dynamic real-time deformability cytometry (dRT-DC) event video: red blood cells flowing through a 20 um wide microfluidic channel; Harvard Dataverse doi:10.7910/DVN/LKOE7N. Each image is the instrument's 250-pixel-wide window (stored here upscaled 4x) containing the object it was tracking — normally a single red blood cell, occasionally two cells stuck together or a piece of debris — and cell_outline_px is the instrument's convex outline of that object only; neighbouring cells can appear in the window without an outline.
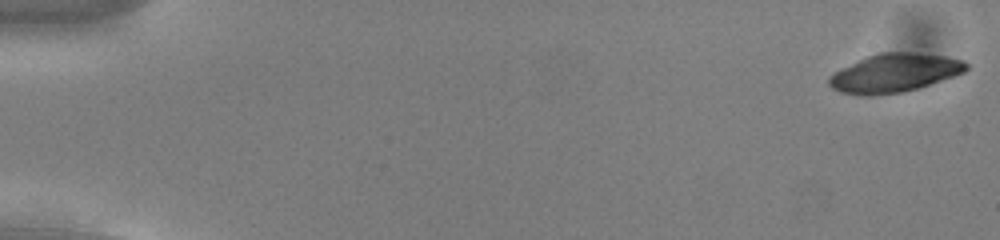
{"species": "common noctule bat (a hibernating species)", "species_latin": "Nyctalus noctula", "temperature_condition": "cold", "stored_images_in_passage": 54, "camera_frame_rate_fps": 3000, "um_per_image_px": 0.085, "animal": {"sex": "male", "body_mass_g": 13.0, "forearm_length_mm": 53.1}, "frame": {"image": 1, "passage_image": 1, "time_ms": 0.0, "image_size_px": [1000, 240], "cell_outline_px": [[968, 68], [964, 72], [920, 88], [904, 92], [876, 96], [860, 96], [840, 92], [832, 88], [828, 84], [828, 76], [876, 52], [908, 52], [944, 56], [964, 60], [968, 64]], "centroid_in_image_um": [76.03, 6.23], "position_along_channel_um": 9.0, "area_um2": 30.81}}